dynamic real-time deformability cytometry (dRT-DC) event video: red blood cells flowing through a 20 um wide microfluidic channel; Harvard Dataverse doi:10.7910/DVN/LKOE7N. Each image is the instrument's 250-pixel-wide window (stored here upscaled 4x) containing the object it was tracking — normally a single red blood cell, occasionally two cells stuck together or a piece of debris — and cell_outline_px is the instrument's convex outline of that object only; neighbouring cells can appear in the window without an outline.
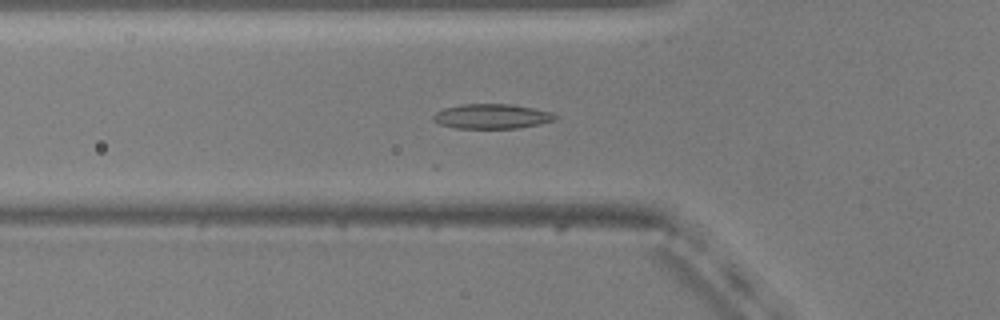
{"species": "common noctule bat (a hibernating species)", "species_latin": "Nyctalus noctula", "temperature_condition": "warm", "stored_images_in_passage": 35, "camera_frame_rate_fps": 3000, "um_per_image_px": 0.085, "animal": {"sex": "male", "body_mass_g": 20.5, "forearm_length_mm": 52.5}, "frame": {"image": 1, "passage_image": 10, "time_ms": 3.0, "image_size_px": [1000, 320], "cell_outline_px": [[560, 116], [556, 120], [540, 124], [516, 128], [456, 128], [440, 124], [432, 120], [432, 116], [436, 112], [444, 108], [464, 104], [508, 104], [532, 108], [552, 112]], "centroid_in_image_um": [41.83, 9.89], "position_along_channel_um": 84.0, "area_um2": 17.57}}
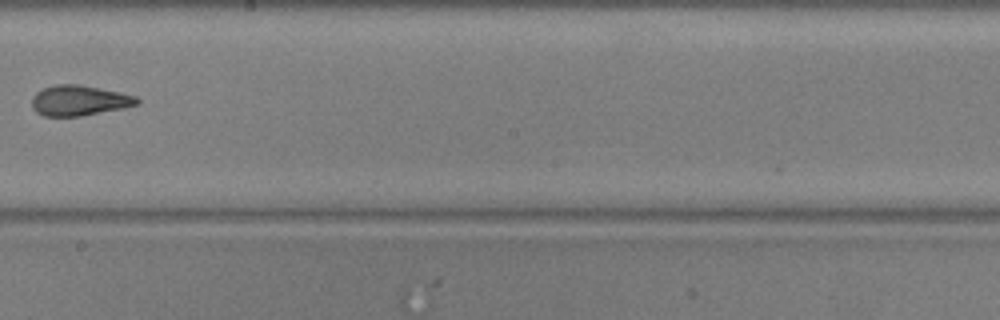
{"frame": {"image": 2, "passage_image": 19, "time_ms": 6.0, "image_size_px": [1000, 320], "cell_outline_px": [[140, 104], [80, 116], [44, 116], [36, 112], [32, 108], [32, 96], [36, 92], [44, 88], [56, 84], [76, 84], [120, 92], [136, 96], [140, 100]], "centroid_in_image_um": [6.71, 8.54], "position_along_channel_um": 241.5, "area_um2": 18.44}}
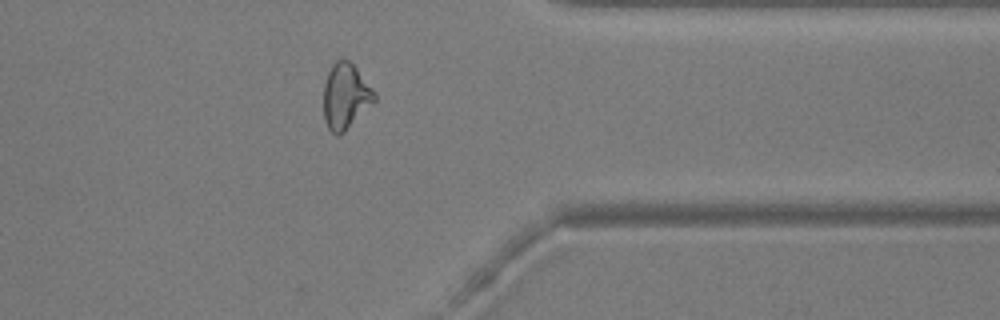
{"frame": {"image": 3, "passage_image": 31, "time_ms": 10.0, "image_size_px": [1000, 320], "cell_outline_px": [[376, 100], [340, 136], [336, 136], [328, 128], [324, 120], [324, 84], [328, 72], [332, 64], [336, 60], [348, 60], [356, 68], [376, 92]], "centroid_in_image_um": [29.37, 8.2], "position_along_channel_um": 382.0, "area_um2": 19.36}}